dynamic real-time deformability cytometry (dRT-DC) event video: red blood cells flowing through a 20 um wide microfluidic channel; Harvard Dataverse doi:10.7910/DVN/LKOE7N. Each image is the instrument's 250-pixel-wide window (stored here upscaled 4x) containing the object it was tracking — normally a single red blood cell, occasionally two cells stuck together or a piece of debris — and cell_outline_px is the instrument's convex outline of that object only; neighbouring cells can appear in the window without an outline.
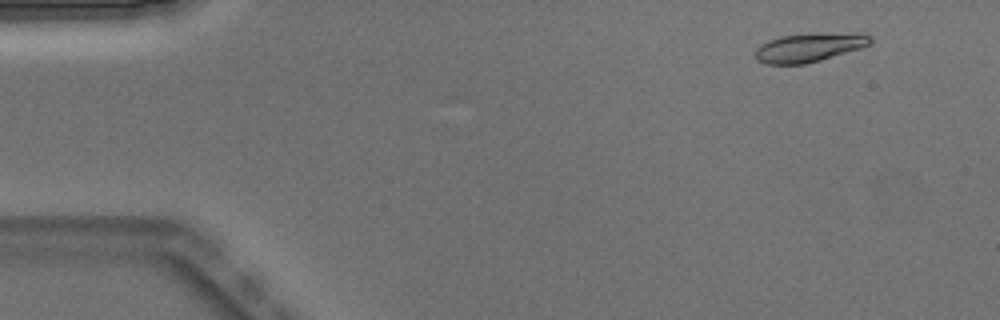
{"species": "Egyptian fruit bat (a non-hibernating species)", "species_latin": "Rousettus aegyptiacus", "temperature_condition": "warm", "stored_images_in_passage": 4, "camera_frame_rate_fps": 3000, "um_per_image_px": 0.085, "animal": {"sex": "male"}, "frame": {"image": 1, "passage_image": 1, "time_ms": 0.0, "image_size_px": [1000, 320], "cell_outline_px": [[872, 44], [860, 48], [820, 60], [804, 64], [764, 64], [756, 60], [756, 48], [760, 44], [768, 40], [780, 36], [820, 32], [864, 32], [872, 40]], "centroid_in_image_um": [68.8, 4.0], "position_along_channel_um": 16.2, "area_um2": 19.71}}
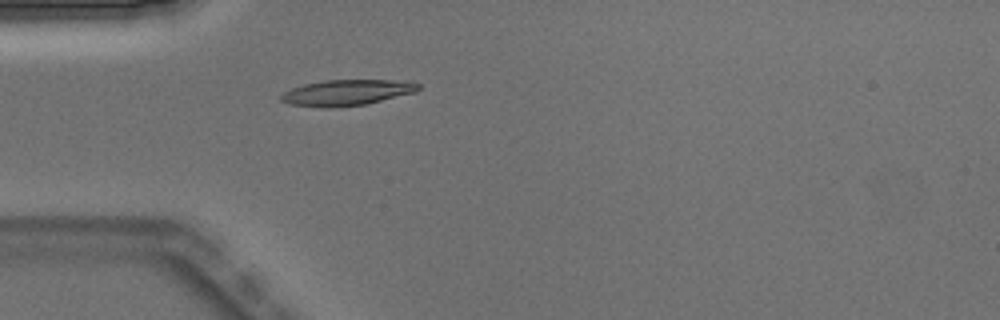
{"frame": {"image": 2, "passage_image": 4, "time_ms": 1.0, "image_size_px": [1000, 320], "cell_outline_px": [[420, 88], [416, 92], [364, 104], [328, 108], [320, 108], [288, 104], [280, 100], [280, 96], [284, 92], [292, 88], [304, 84], [324, 80], [396, 80], [420, 84]], "centroid_in_image_um": [29.42, 7.87], "position_along_channel_um": 55.6, "area_um2": 20.58}}